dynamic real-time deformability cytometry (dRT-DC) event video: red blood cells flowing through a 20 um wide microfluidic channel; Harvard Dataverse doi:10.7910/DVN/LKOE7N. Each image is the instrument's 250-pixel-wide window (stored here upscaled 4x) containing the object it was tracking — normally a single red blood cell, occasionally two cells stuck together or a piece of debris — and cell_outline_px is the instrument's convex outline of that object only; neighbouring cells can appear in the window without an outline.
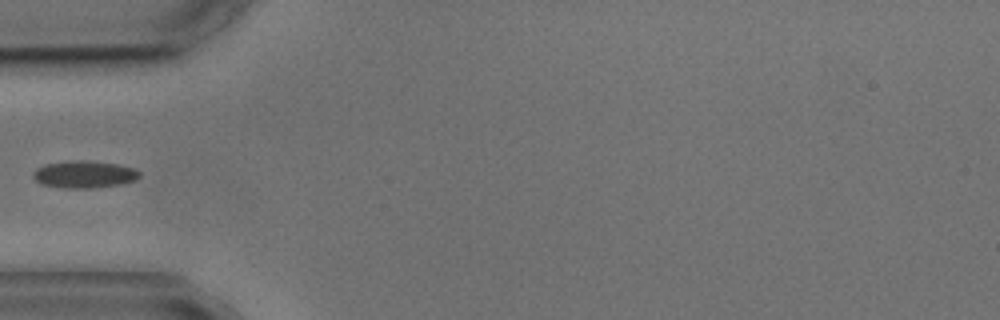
{"species": "common noctule bat (a hibernating species)", "species_latin": "Nyctalus noctula", "temperature_condition": "cold", "stored_images_in_passage": 5, "camera_frame_rate_fps": 3000, "um_per_image_px": 0.085, "animal": {"sex": "male", "body_mass_g": 17.9, "forearm_length_mm": 54.2}, "frame": {"image": 1, "passage_image": 5, "time_ms": 5.667, "image_size_px": [1000, 320], "cell_outline_px": [[140, 176], [136, 180], [120, 184], [92, 188], [64, 188], [44, 184], [36, 180], [32, 176], [32, 172], [36, 168], [44, 164], [76, 160], [88, 160], [116, 164], [136, 168], [140, 172]], "centroid_in_image_um": [7.17, 14.81], "position_along_channel_um": 77.8, "area_um2": 16.88}}